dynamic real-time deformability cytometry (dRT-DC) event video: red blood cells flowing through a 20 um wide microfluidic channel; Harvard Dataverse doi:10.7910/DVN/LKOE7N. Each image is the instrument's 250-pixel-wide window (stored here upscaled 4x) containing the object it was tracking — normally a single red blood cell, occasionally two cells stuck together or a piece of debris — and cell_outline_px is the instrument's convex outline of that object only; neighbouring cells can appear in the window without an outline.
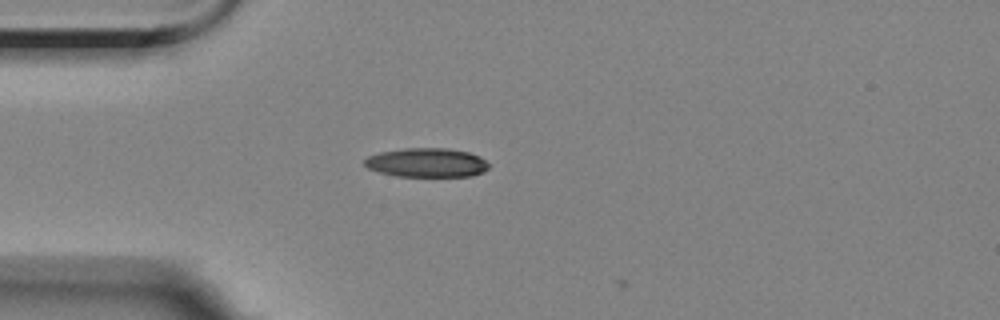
{"species": "Egyptian fruit bat (a non-hibernating species)", "species_latin": "Rousettus aegyptiacus", "temperature_condition": "room temperature", "stored_images_in_passage": 3, "camera_frame_rate_fps": 3000, "um_per_image_px": 0.085, "animal": {"sex": "female"}, "frame": {"image": 1, "passage_image": 2, "time_ms": 0.333, "image_size_px": [1000, 320], "cell_outline_px": [[492, 164], [484, 172], [472, 176], [396, 176], [380, 172], [368, 168], [364, 164], [364, 160], [368, 156], [380, 152], [404, 148], [448, 148], [468, 152], [480, 156]], "centroid_in_image_um": [36.32, 13.82], "position_along_channel_um": 48.7, "area_um2": 21.21}}